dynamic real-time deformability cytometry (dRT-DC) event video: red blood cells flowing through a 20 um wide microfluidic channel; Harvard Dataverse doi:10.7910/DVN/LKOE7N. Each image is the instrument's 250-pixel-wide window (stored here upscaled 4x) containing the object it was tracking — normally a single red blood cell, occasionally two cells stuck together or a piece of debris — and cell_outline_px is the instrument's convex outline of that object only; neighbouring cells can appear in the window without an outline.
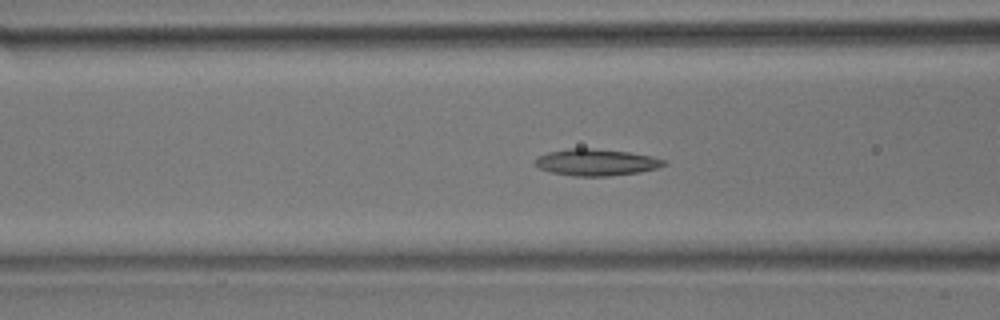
{"species": "common noctule bat (a hibernating species)", "species_latin": "Nyctalus noctula", "temperature_condition": "room temperature", "stored_images_in_passage": 46, "camera_frame_rate_fps": 3000, "um_per_image_px": 0.085, "animal": {"sex": "male", "body_mass_g": 17.9}, "frame": {"image": 1, "passage_image": 17, "time_ms": 5.333, "image_size_px": [1000, 320], "cell_outline_px": [[668, 164], [656, 168], [640, 172], [608, 176], [572, 176], [552, 172], [540, 168], [532, 164], [532, 160], [536, 156], [548, 152], [568, 148], [592, 148], [628, 152], [652, 156], [664, 160]], "centroid_in_image_um": [50.62, 13.79], "position_along_channel_um": 116.0, "area_um2": 20.17}}
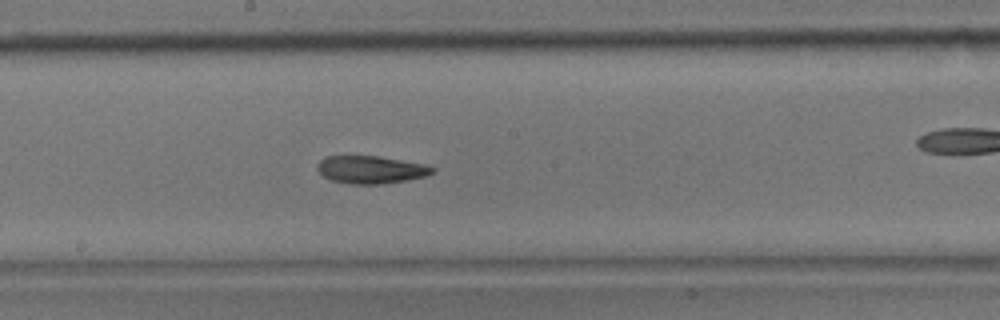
{"frame": {"image": 2, "passage_image": 24, "time_ms": 7.667, "image_size_px": [1000, 320], "cell_outline_px": [[436, 172], [424, 176], [408, 180], [380, 184], [348, 184], [332, 180], [324, 176], [316, 168], [316, 164], [324, 156], [376, 156], [424, 164], [436, 168]], "centroid_in_image_um": [31.51, 14.42], "position_along_channel_um": 216.7, "area_um2": 18.55}}
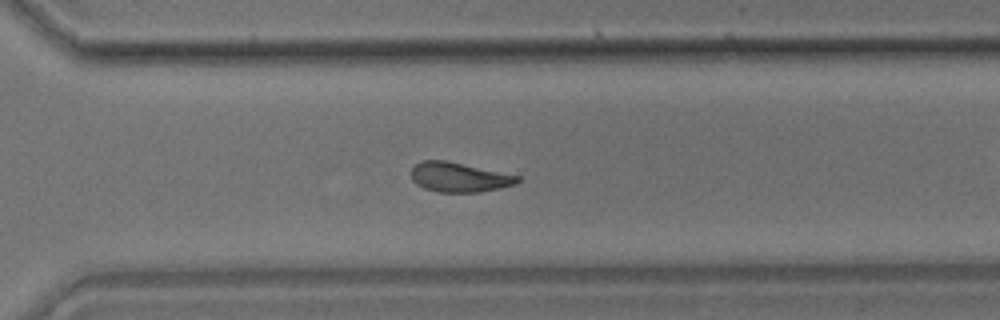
{"frame": {"image": 3, "passage_image": 32, "time_ms": 10.333, "image_size_px": [1000, 320], "cell_outline_px": [[520, 180], [516, 184], [500, 188], [480, 192], [436, 192], [424, 188], [416, 184], [412, 180], [412, 168], [416, 164], [424, 160], [444, 160], [520, 176]], "centroid_in_image_um": [39.02, 15.07], "position_along_channel_um": 331.6, "area_um2": 18.21}}